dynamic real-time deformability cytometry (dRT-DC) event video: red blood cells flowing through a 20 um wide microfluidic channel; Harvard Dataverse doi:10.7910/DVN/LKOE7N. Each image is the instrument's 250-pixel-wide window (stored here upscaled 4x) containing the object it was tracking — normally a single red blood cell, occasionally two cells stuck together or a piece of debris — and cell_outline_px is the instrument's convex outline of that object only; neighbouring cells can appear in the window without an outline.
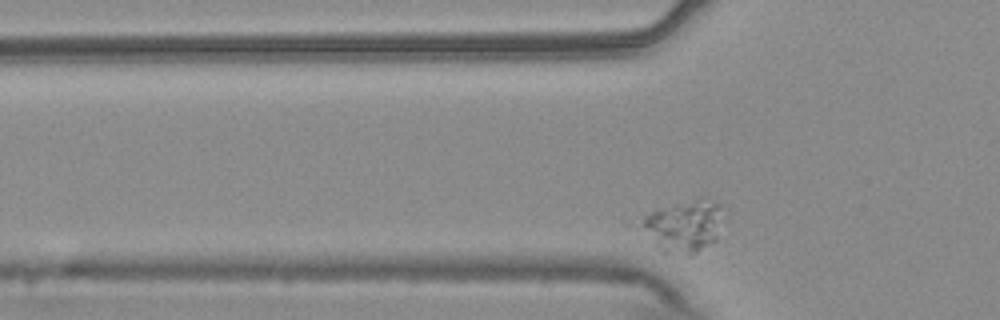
{"species": "common noctule bat (a hibernating species)", "species_latin": "Nyctalus noctula", "temperature_condition": "warm", "stored_images_in_passage": 33, "camera_frame_rate_fps": 3000, "um_per_image_px": 0.085, "animal": {"sex": "male", "body_mass_g": 20.4}, "frame": {"image": 1, "passage_image": 2, "time_ms": 0.333, "image_size_px": [1000, 320], "cell_outline_px": [[720, 204], [716, 240], [692, 256], [660, 252], [640, 224], [644, 216], [656, 208], [704, 196]], "centroid_in_image_um": [58.08, 19.21], "position_along_channel_um": 67.7, "area_um2": 24.62}}
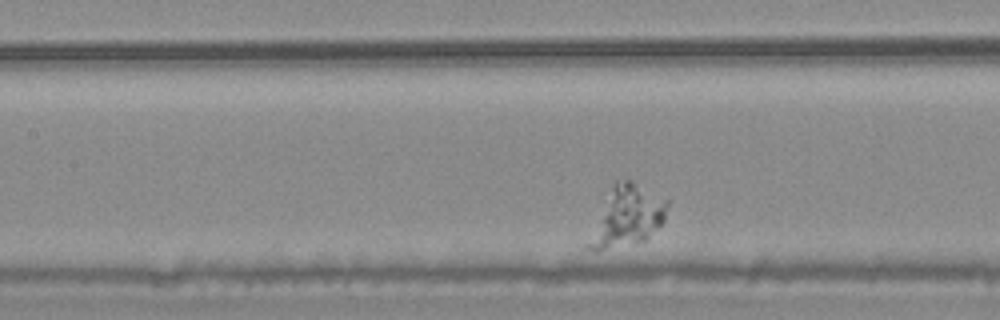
{"frame": {"image": 2, "passage_image": 10, "time_ms": 3.0, "image_size_px": [1000, 320], "cell_outline_px": [[668, 204], [664, 220], [644, 240], [596, 252], [592, 252], [584, 248], [584, 244], [616, 180], [632, 180], [668, 200]], "centroid_in_image_um": [53.25, 18.42], "position_along_channel_um": 154.1, "area_um2": 27.17}}
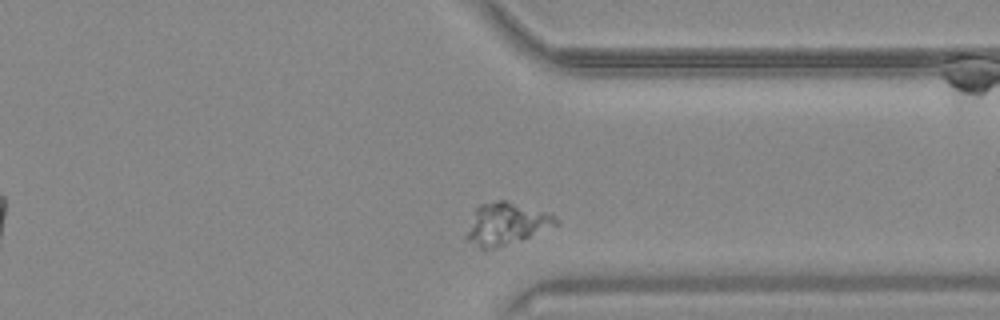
{"frame": {"image": 3, "passage_image": 29, "time_ms": 9.333, "image_size_px": [1000, 320], "cell_outline_px": [[560, 224], [520, 240], [484, 252], [468, 240], [464, 236], [476, 204], [496, 200], [504, 200], [552, 212]], "centroid_in_image_um": [43.0, 19.01], "position_along_channel_um": 368.4, "area_um2": 22.48}}